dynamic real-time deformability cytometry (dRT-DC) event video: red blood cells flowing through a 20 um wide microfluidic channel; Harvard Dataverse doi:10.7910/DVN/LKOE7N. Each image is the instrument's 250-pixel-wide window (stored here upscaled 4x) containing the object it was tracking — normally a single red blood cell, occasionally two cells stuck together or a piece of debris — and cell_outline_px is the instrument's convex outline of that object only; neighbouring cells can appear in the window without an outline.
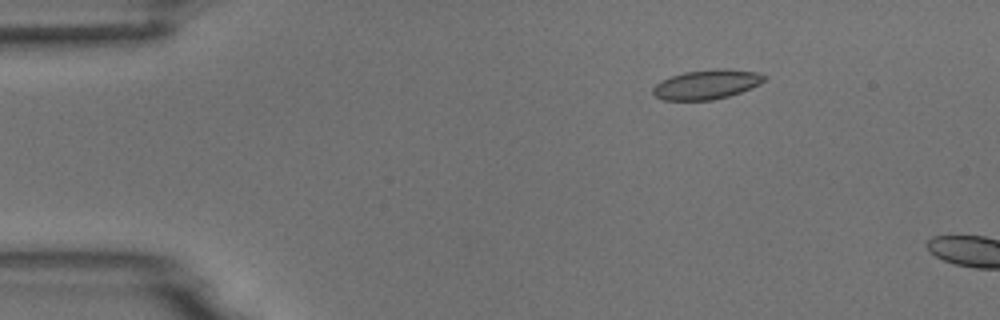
{"species": "common noctule bat (a hibernating species)", "species_latin": "Nyctalus noctula", "temperature_condition": "room temperature", "stored_images_in_passage": 4, "camera_frame_rate_fps": 3000, "um_per_image_px": 0.085, "animal": {"sex": "male", "body_mass_g": 18.8}, "frame": {"image": 1, "passage_image": 3, "time_ms": 0.667, "image_size_px": [1000, 320], "cell_outline_px": [[768, 76], [760, 84], [752, 88], [728, 96], [712, 100], [664, 100], [656, 96], [652, 92], [652, 88], [660, 80], [684, 72], [716, 68], [724, 68], [756, 72]], "centroid_in_image_um": [60.07, 7.17], "position_along_channel_um": 24.9, "area_um2": 19.19}}